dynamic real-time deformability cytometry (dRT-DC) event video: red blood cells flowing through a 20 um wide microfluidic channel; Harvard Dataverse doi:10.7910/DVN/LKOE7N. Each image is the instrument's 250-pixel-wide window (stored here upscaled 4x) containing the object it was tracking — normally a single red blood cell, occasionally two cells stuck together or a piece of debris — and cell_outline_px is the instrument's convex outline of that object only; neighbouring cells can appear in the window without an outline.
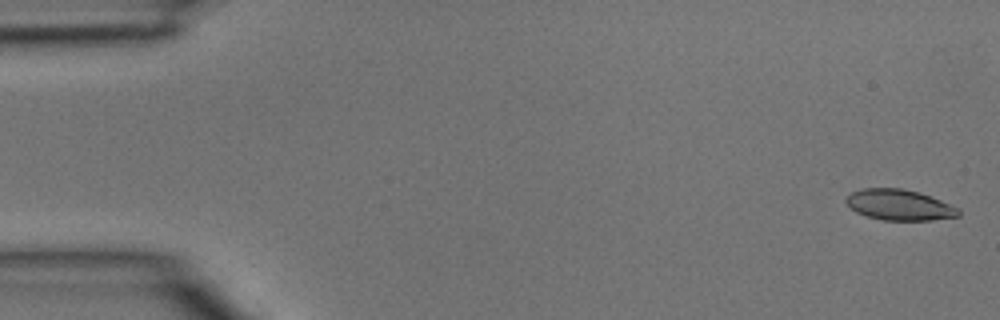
{"species": "common noctule bat (a hibernating species)", "species_latin": "Nyctalus noctula", "temperature_condition": "room temperature", "stored_images_in_passage": 14, "camera_frame_rate_fps": 3000, "um_per_image_px": 0.085, "animal": {"sex": "male", "body_mass_g": 15.6}, "frame": {"image": 1, "passage_image": 1, "time_ms": 0.0, "image_size_px": [1000, 320], "cell_outline_px": [[960, 216], [932, 220], [884, 220], [868, 216], [856, 212], [844, 200], [852, 192], [864, 188], [900, 188], [920, 192], [960, 208]], "centroid_in_image_um": [76.48, 17.41], "position_along_channel_um": 8.5, "area_um2": 20.06}}
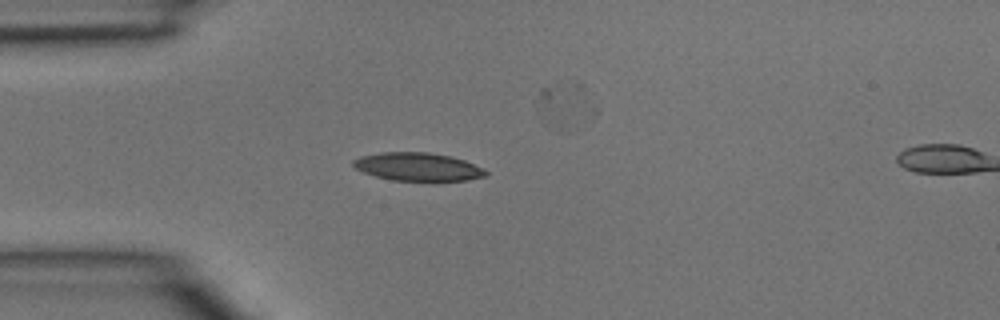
{"frame": {"image": 2, "passage_image": 12, "time_ms": 3.667, "image_size_px": [1000, 320], "cell_outline_px": [[488, 176], [468, 180], [436, 184], [392, 180], [376, 176], [364, 172], [356, 168], [352, 164], [352, 160], [360, 156], [380, 152], [428, 152], [448, 156], [464, 160], [484, 168], [488, 172]], "centroid_in_image_um": [35.58, 14.23], "position_along_channel_um": 49.4, "area_um2": 22.72}}